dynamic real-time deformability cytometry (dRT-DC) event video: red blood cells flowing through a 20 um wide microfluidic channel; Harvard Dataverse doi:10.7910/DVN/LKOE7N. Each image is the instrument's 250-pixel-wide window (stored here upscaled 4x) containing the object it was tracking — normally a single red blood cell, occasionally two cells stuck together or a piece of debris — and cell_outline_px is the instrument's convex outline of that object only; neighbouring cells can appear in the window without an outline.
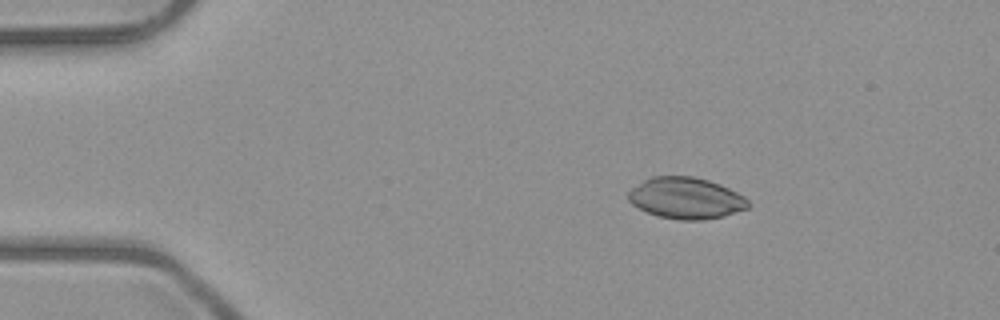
{"species": "common noctule bat (a hibernating species)", "species_latin": "Nyctalus noctula", "temperature_condition": "room temperature", "stored_images_in_passage": 5, "segment_of_instrument_passage": [1, 2], "camera_frame_rate_fps": 3000, "um_per_image_px": 0.085, "animal": {"sex": "male", "body_mass_g": 23.1, "forearm_length_mm": 52.7}, "frame": {"image": 1, "passage_image": 2, "time_ms": 2.0, "image_size_px": [1000, 320], "cell_outline_px": [[752, 204], [748, 208], [724, 216], [704, 220], [680, 220], [660, 216], [648, 212], [632, 204], [628, 200], [628, 192], [632, 188], [644, 180], [652, 176], [692, 176], [708, 180], [720, 184], [744, 196]], "centroid_in_image_um": [58.33, 16.84], "position_along_channel_um": 26.7, "area_um2": 28.84}}